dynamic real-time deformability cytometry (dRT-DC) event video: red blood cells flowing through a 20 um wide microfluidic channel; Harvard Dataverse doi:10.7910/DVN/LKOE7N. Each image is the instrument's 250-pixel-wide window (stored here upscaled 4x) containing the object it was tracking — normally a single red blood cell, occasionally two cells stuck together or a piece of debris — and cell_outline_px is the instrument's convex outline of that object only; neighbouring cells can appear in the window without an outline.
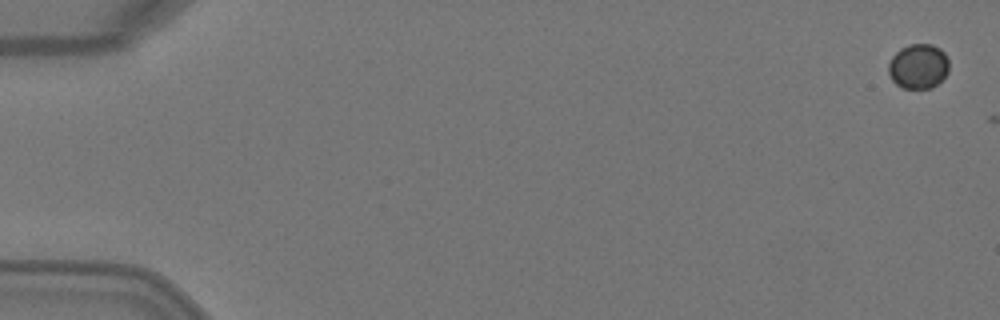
{"species": "Egyptian fruit bat (a non-hibernating species)", "species_latin": "Rousettus aegyptiacus", "temperature_condition": "warm", "stored_images_in_passage": 2, "camera_frame_rate_fps": 3000, "um_per_image_px": 0.085, "animal": {"sex": "female"}, "frame": {"image": 1, "passage_image": 1, "time_ms": 0.0, "image_size_px": [1000, 320], "cell_outline_px": [[948, 72], [932, 88], [900, 88], [892, 80], [888, 72], [888, 64], [892, 56], [900, 48], [908, 44], [932, 44], [940, 48], [944, 52], [948, 60]], "centroid_in_image_um": [78.04, 5.62], "position_along_channel_um": 7.0, "area_um2": 15.9}}